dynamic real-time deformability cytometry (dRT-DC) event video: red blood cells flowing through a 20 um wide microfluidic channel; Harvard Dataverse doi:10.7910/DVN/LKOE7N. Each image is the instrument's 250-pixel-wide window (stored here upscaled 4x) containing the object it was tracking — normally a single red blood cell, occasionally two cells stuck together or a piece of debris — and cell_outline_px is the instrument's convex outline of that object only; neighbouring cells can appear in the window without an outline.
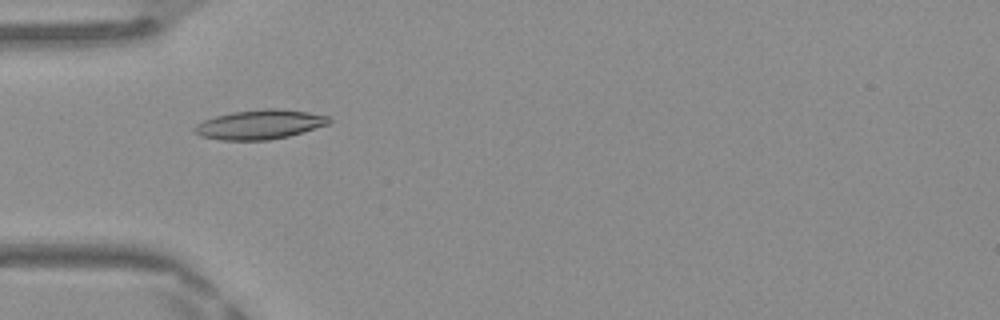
{"species": "Egyptian fruit bat (a non-hibernating species)", "species_latin": "Rousettus aegyptiacus", "temperature_condition": "warm", "stored_images_in_passage": 48, "camera_frame_rate_fps": 3000, "um_per_image_px": 0.085, "frame": {"image": 1, "passage_image": 15, "time_ms": 4.667, "image_size_px": [1000, 320], "cell_outline_px": [[332, 120], [328, 124], [288, 136], [268, 140], [220, 140], [200, 136], [192, 128], [196, 124], [204, 120], [216, 116], [232, 112], [264, 108], [276, 108], [308, 112], [328, 116]], "centroid_in_image_um": [22.06, 10.58], "position_along_channel_um": 62.9, "area_um2": 22.95}}
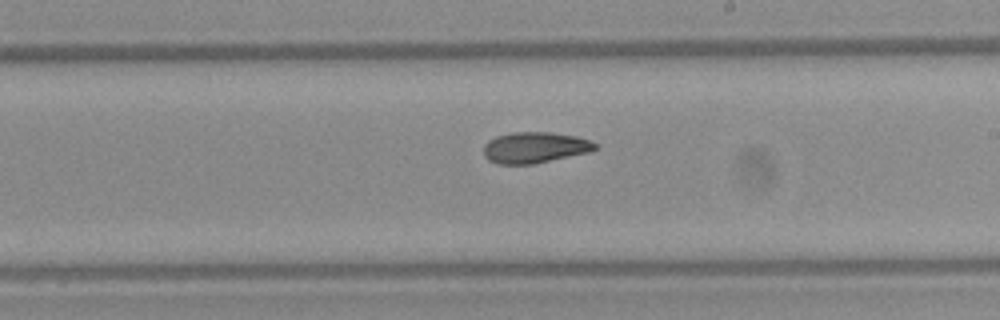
{"frame": {"image": 2, "passage_image": 28, "time_ms": 9.0, "image_size_px": [1000, 320], "cell_outline_px": [[600, 148], [588, 152], [532, 164], [496, 164], [488, 160], [484, 156], [484, 144], [488, 140], [496, 136], [512, 132], [548, 132], [576, 136], [588, 140], [596, 144]], "centroid_in_image_um": [45.42, 12.54], "position_along_channel_um": 243.6, "area_um2": 20.11}}
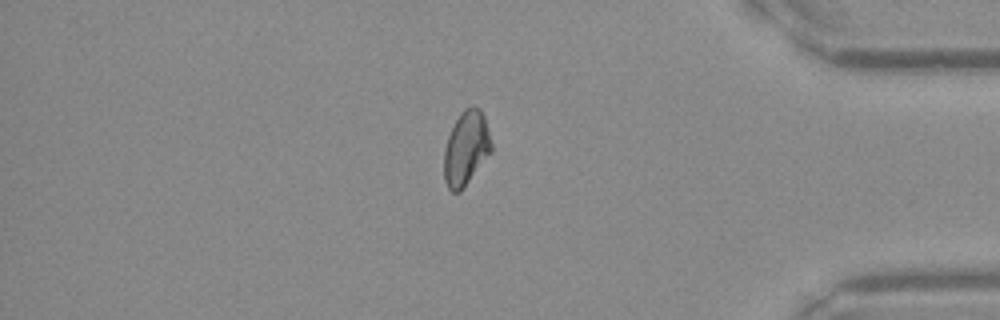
{"frame": {"image": 3, "passage_image": 41, "time_ms": 13.333, "image_size_px": [1000, 320], "cell_outline_px": [[492, 152], [460, 192], [452, 192], [448, 188], [444, 180], [444, 148], [448, 136], [460, 112], [464, 108], [472, 104], [480, 108], [484, 116], [492, 144]], "centroid_in_image_um": [39.62, 12.59], "position_along_channel_um": 395.6, "area_um2": 20.63}, "authors_computed_cell_mechanics": {"area_um2": 20.6635, "velocity_mm_per_s": 4.1919, "shape_relaxation_time_tau1_ms": 8.5753, "shape_relaxation_time_tau2_ms": 5.2491, "deformation_change_tau1": 0.2022, "deformation_change_tau2": 0.0762}}